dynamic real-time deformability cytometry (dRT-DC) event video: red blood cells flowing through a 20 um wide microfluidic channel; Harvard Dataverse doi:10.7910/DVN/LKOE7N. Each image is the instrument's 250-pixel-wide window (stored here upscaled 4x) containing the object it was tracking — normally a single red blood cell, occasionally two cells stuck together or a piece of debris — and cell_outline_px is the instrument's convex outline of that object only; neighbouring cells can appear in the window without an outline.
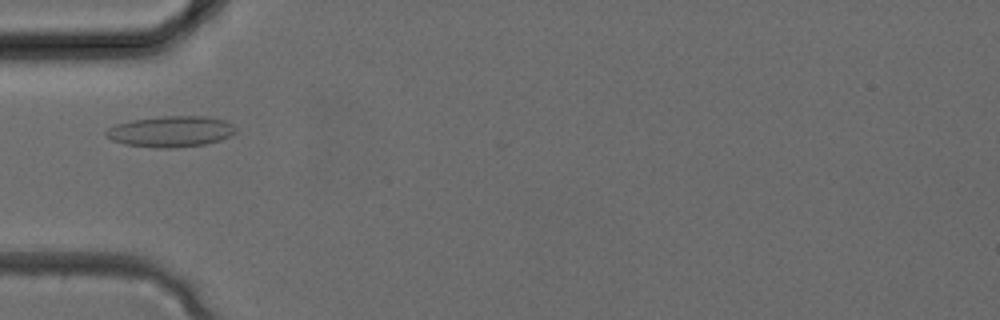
{"species": "common noctule bat (a hibernating species)", "species_latin": "Nyctalus noctula", "temperature_condition": "cold", "stored_images_in_passage": 31, "camera_frame_rate_fps": 3000, "um_per_image_px": 0.085, "animal": {"sex": "female", "body_mass_g": 24.6, "forearm_length_mm": 56.2}, "frame": {"image": 1, "passage_image": 8, "time_ms": 2.333, "image_size_px": [1000, 320], "cell_outline_px": [[236, 132], [220, 140], [204, 144], [176, 148], [156, 148], [124, 144], [112, 140], [104, 132], [108, 128], [116, 124], [132, 120], [164, 116], [204, 116], [224, 120], [232, 124], [236, 128]], "centroid_in_image_um": [14.52, 11.18], "position_along_channel_um": 70.5, "area_um2": 23.29}}
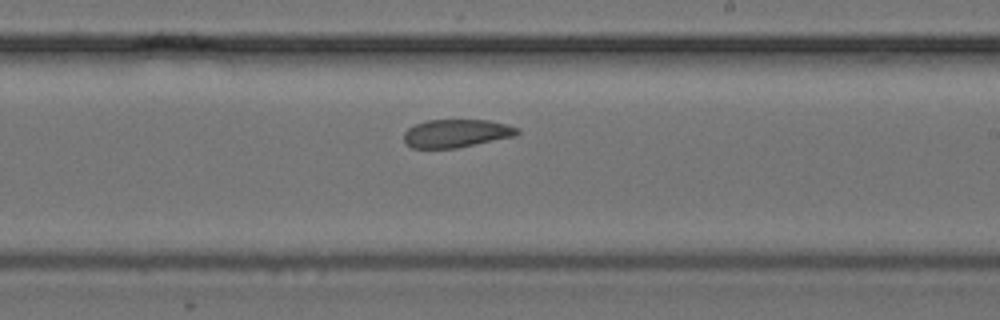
{"frame": {"image": 2, "passage_image": 17, "time_ms": 5.333, "image_size_px": [1000, 320], "cell_outline_px": [[520, 132], [516, 136], [456, 148], [412, 148], [404, 144], [404, 132], [408, 128], [424, 120], [488, 120], [520, 128]], "centroid_in_image_um": [38.77, 11.34], "position_along_channel_um": 250.2, "area_um2": 18.67}}
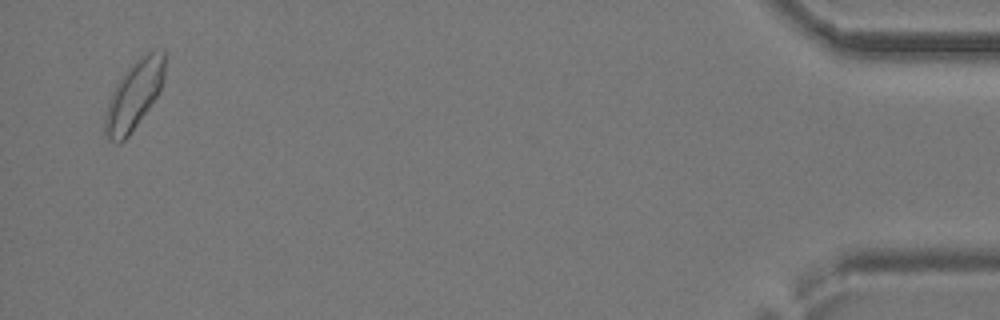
{"frame": {"image": 3, "passage_image": 30, "time_ms": 9.667, "image_size_px": [1000, 320], "cell_outline_px": [[164, 80], [160, 92], [128, 136], [120, 144], [116, 144], [108, 140], [104, 136], [104, 116], [108, 100], [116, 84], [124, 72], [136, 60], [148, 52], [164, 48]], "centroid_in_image_um": [11.37, 8.12], "position_along_channel_um": 423.8, "area_um2": 23.99}}